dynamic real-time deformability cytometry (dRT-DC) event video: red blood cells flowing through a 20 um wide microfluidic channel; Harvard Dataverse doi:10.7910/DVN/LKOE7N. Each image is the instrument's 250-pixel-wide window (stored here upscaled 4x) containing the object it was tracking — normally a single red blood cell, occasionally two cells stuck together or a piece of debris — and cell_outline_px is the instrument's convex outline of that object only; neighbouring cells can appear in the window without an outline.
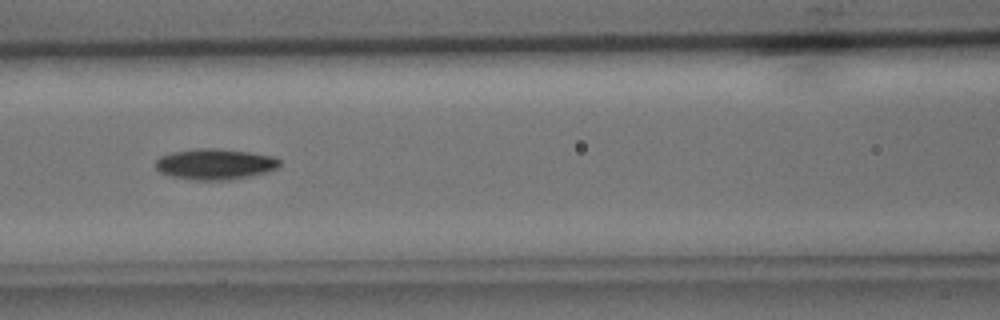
{"species": "common noctule bat (a hibernating species)", "species_latin": "Nyctalus noctula", "temperature_condition": "cold", "stored_images_in_passage": 5, "camera_frame_rate_fps": 3000, "um_per_image_px": 0.085, "animal": {"sex": "male", "body_mass_g": 15.6}, "frame": {"image": 1, "passage_image": 5, "time_ms": 5.667, "image_size_px": [1000, 320], "cell_outline_px": [[280, 164], [276, 168], [264, 172], [248, 176], [228, 180], [196, 180], [172, 176], [160, 172], [156, 168], [156, 160], [160, 156], [172, 152], [196, 148], [216, 148], [252, 152], [272, 156], [280, 160]], "centroid_in_image_um": [18.25, 13.94], "position_along_channel_um": 148.3, "area_um2": 22.14}}